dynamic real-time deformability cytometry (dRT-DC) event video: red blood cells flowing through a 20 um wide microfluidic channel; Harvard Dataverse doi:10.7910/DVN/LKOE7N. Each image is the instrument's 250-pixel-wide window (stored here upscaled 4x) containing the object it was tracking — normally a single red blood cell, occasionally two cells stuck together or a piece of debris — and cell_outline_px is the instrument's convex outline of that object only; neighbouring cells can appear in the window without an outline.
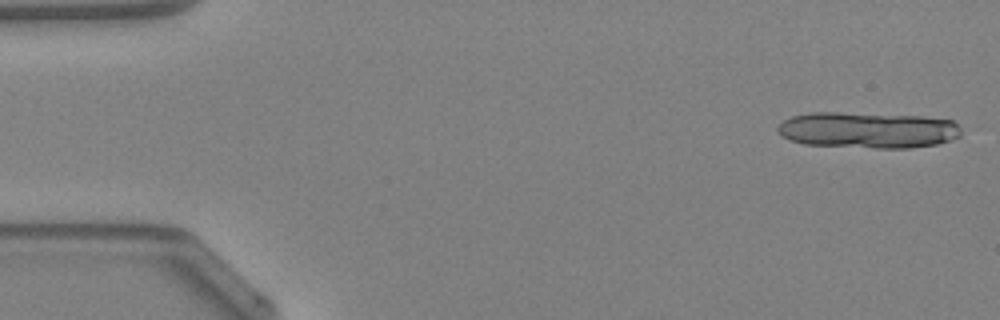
{"species": "Egyptian fruit bat (a non-hibernating species)", "species_latin": "Rousettus aegyptiacus", "temperature_condition": "warm", "stored_images_in_passage": 11, "camera_frame_rate_fps": 3000, "um_per_image_px": 0.085, "animal": {"sex": "female"}, "frame": {"image": 1, "passage_image": 1, "time_ms": 0.0, "image_size_px": [1000, 320], "cell_outline_px": [[960, 136], [936, 144], [912, 148], [876, 148], [804, 144], [788, 140], [780, 136], [776, 132], [776, 128], [784, 120], [792, 116], [808, 112], [836, 112], [924, 116], [952, 120], [960, 128]], "centroid_in_image_um": [73.71, 11.05], "position_along_channel_um": 11.3, "area_um2": 38.96}}